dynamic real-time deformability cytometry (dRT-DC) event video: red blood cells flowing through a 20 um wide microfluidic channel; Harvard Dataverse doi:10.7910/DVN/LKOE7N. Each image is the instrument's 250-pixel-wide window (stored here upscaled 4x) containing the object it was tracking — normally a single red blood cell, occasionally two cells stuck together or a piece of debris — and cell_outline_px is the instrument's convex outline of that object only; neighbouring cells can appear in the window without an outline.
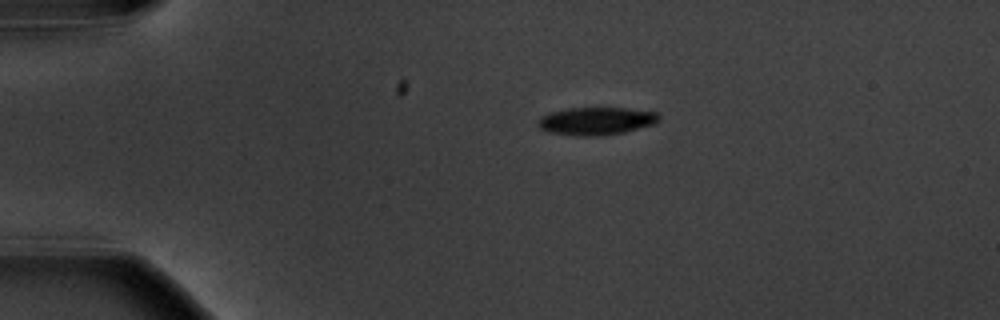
{"species": "common noctule bat (a hibernating species)", "species_latin": "Nyctalus noctula", "temperature_condition": "warm", "stored_images_in_passage": 5, "camera_frame_rate_fps": 3000, "um_per_image_px": 0.085, "animal": {"sex": "male", "body_mass_g": 20.1, "forearm_length_mm": 53.5}, "frame": {"image": 1, "passage_image": 5, "time_ms": 5.0, "image_size_px": [1000, 320], "cell_outline_px": [[660, 120], [656, 124], [624, 132], [600, 136], [580, 136], [548, 132], [540, 128], [536, 124], [536, 120], [540, 116], [548, 112], [568, 108], [624, 108], [656, 112], [660, 116]], "centroid_in_image_um": [50.65, 10.29], "position_along_channel_um": 34.4, "area_um2": 19.83}}